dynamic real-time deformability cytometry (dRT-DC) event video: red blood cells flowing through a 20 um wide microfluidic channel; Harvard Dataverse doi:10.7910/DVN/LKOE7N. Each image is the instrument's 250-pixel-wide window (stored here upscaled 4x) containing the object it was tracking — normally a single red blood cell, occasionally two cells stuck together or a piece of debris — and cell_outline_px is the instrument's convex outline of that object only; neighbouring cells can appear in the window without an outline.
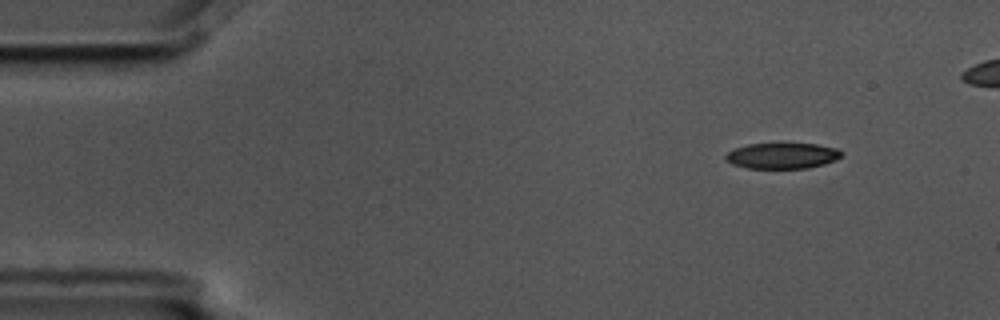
{"species": "common noctule bat (a hibernating species)", "species_latin": "Nyctalus noctula", "temperature_condition": "cold", "stored_images_in_passage": 5, "camera_frame_rate_fps": 3000, "um_per_image_px": 0.085, "animal": {"sex": "male", "body_mass_g": 17.5, "forearm_length_mm": 52.3}, "frame": {"image": 1, "passage_image": 1, "time_ms": 0.0, "image_size_px": [1000, 320], "cell_outline_px": [[844, 152], [836, 160], [824, 164], [808, 168], [748, 168], [732, 164], [724, 156], [728, 152], [736, 148], [748, 144], [816, 144], [836, 148]], "centroid_in_image_um": [66.52, 13.24], "position_along_channel_um": 18.5, "area_um2": 17.22}}